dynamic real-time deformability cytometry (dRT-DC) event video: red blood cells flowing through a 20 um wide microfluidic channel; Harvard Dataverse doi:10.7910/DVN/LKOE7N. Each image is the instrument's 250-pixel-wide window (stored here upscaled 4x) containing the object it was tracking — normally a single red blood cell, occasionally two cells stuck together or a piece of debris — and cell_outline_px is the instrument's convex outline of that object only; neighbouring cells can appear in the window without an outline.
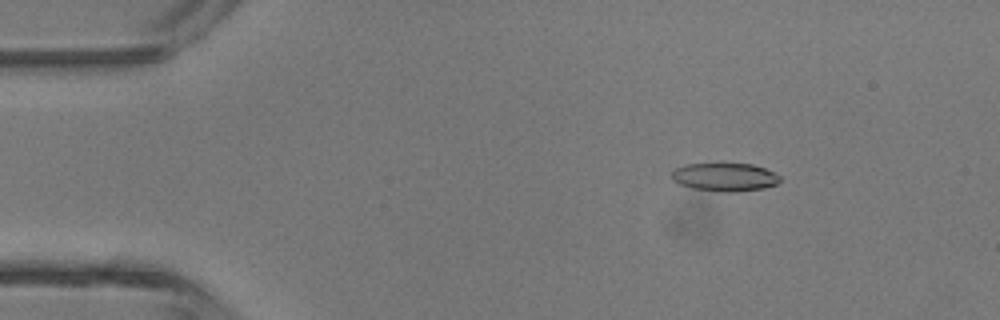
{"species": "common noctule bat (a hibernating species)", "species_latin": "Nyctalus noctula", "temperature_condition": "room temperature", "stored_images_in_passage": 3, "camera_frame_rate_fps": 3000, "um_per_image_px": 0.085, "animal": {"sex": "male", "body_mass_g": 13.3}, "frame": {"image": 1, "passage_image": 1, "time_ms": 0.0, "image_size_px": [1000, 320], "cell_outline_px": [[780, 180], [776, 184], [764, 188], [736, 192], [720, 192], [692, 188], [680, 184], [672, 180], [672, 172], [676, 168], [684, 164], [720, 160], [752, 164], [764, 168], [780, 176]], "centroid_in_image_um": [61.56, 14.99], "position_along_channel_um": 23.4, "area_um2": 18.73}}
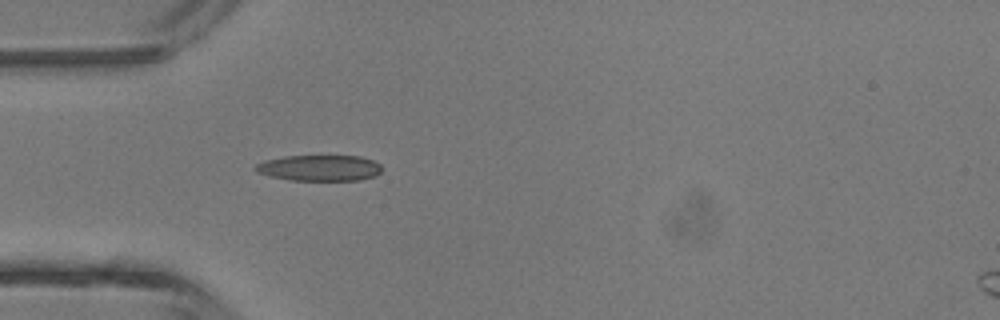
{"frame": {"image": 2, "passage_image": 3, "time_ms": 2.333, "image_size_px": [1000, 320], "cell_outline_px": [[384, 168], [376, 176], [360, 180], [288, 180], [268, 176], [256, 172], [252, 168], [256, 164], [264, 160], [284, 156], [360, 156], [372, 160], [380, 164]], "centroid_in_image_um": [27.14, 14.28], "position_along_channel_um": 57.9, "area_um2": 19.36}}